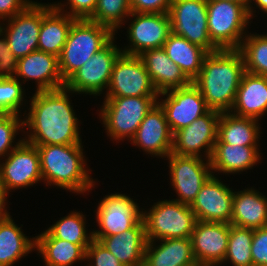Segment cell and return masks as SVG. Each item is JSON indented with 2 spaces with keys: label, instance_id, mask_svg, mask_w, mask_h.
<instances>
[{
  "label": "cell",
  "instance_id": "cell-43",
  "mask_svg": "<svg viewBox=\"0 0 267 266\" xmlns=\"http://www.w3.org/2000/svg\"><path fill=\"white\" fill-rule=\"evenodd\" d=\"M172 0H130L135 13H168Z\"/></svg>",
  "mask_w": 267,
  "mask_h": 266
},
{
  "label": "cell",
  "instance_id": "cell-8",
  "mask_svg": "<svg viewBox=\"0 0 267 266\" xmlns=\"http://www.w3.org/2000/svg\"><path fill=\"white\" fill-rule=\"evenodd\" d=\"M114 37L104 48L95 53L66 82L65 87L76 94L99 96L107 91L115 61L122 53ZM120 48V49H119Z\"/></svg>",
  "mask_w": 267,
  "mask_h": 266
},
{
  "label": "cell",
  "instance_id": "cell-45",
  "mask_svg": "<svg viewBox=\"0 0 267 266\" xmlns=\"http://www.w3.org/2000/svg\"><path fill=\"white\" fill-rule=\"evenodd\" d=\"M7 193L4 189V186L2 185V182L0 180V220L8 217L10 215V212L7 210L6 202L8 199Z\"/></svg>",
  "mask_w": 267,
  "mask_h": 266
},
{
  "label": "cell",
  "instance_id": "cell-40",
  "mask_svg": "<svg viewBox=\"0 0 267 266\" xmlns=\"http://www.w3.org/2000/svg\"><path fill=\"white\" fill-rule=\"evenodd\" d=\"M86 261L89 262L87 266H124L97 240H93L86 249Z\"/></svg>",
  "mask_w": 267,
  "mask_h": 266
},
{
  "label": "cell",
  "instance_id": "cell-5",
  "mask_svg": "<svg viewBox=\"0 0 267 266\" xmlns=\"http://www.w3.org/2000/svg\"><path fill=\"white\" fill-rule=\"evenodd\" d=\"M158 96L104 97L99 118L113 141L131 140Z\"/></svg>",
  "mask_w": 267,
  "mask_h": 266
},
{
  "label": "cell",
  "instance_id": "cell-17",
  "mask_svg": "<svg viewBox=\"0 0 267 266\" xmlns=\"http://www.w3.org/2000/svg\"><path fill=\"white\" fill-rule=\"evenodd\" d=\"M43 19V3L33 1L14 17L2 21L0 30L7 38L8 46L19 59L38 50V36Z\"/></svg>",
  "mask_w": 267,
  "mask_h": 266
},
{
  "label": "cell",
  "instance_id": "cell-30",
  "mask_svg": "<svg viewBox=\"0 0 267 266\" xmlns=\"http://www.w3.org/2000/svg\"><path fill=\"white\" fill-rule=\"evenodd\" d=\"M36 252L43 257L46 266H73L86 261V249L89 245H77L54 238L47 230L35 236Z\"/></svg>",
  "mask_w": 267,
  "mask_h": 266
},
{
  "label": "cell",
  "instance_id": "cell-26",
  "mask_svg": "<svg viewBox=\"0 0 267 266\" xmlns=\"http://www.w3.org/2000/svg\"><path fill=\"white\" fill-rule=\"evenodd\" d=\"M231 225L259 229L267 226V197L253 187L234 191Z\"/></svg>",
  "mask_w": 267,
  "mask_h": 266
},
{
  "label": "cell",
  "instance_id": "cell-23",
  "mask_svg": "<svg viewBox=\"0 0 267 266\" xmlns=\"http://www.w3.org/2000/svg\"><path fill=\"white\" fill-rule=\"evenodd\" d=\"M231 113L261 119L267 113V77L244 72Z\"/></svg>",
  "mask_w": 267,
  "mask_h": 266
},
{
  "label": "cell",
  "instance_id": "cell-11",
  "mask_svg": "<svg viewBox=\"0 0 267 266\" xmlns=\"http://www.w3.org/2000/svg\"><path fill=\"white\" fill-rule=\"evenodd\" d=\"M6 157L3 158L5 161H0V180L8 196L12 190L43 182L36 146L23 140Z\"/></svg>",
  "mask_w": 267,
  "mask_h": 266
},
{
  "label": "cell",
  "instance_id": "cell-33",
  "mask_svg": "<svg viewBox=\"0 0 267 266\" xmlns=\"http://www.w3.org/2000/svg\"><path fill=\"white\" fill-rule=\"evenodd\" d=\"M86 216L80 211H70L61 217L47 231L58 239L65 240L77 245H90L94 240L93 231L86 230Z\"/></svg>",
  "mask_w": 267,
  "mask_h": 266
},
{
  "label": "cell",
  "instance_id": "cell-14",
  "mask_svg": "<svg viewBox=\"0 0 267 266\" xmlns=\"http://www.w3.org/2000/svg\"><path fill=\"white\" fill-rule=\"evenodd\" d=\"M157 103L163 109L173 134L211 110L193 83L183 88L159 93Z\"/></svg>",
  "mask_w": 267,
  "mask_h": 266
},
{
  "label": "cell",
  "instance_id": "cell-46",
  "mask_svg": "<svg viewBox=\"0 0 267 266\" xmlns=\"http://www.w3.org/2000/svg\"><path fill=\"white\" fill-rule=\"evenodd\" d=\"M255 6L257 7V9L259 8V10H261L264 14L266 13L267 15V0H250V4L248 7V15L250 20L253 19V17H255L254 16L255 15L254 13H256V10L254 9Z\"/></svg>",
  "mask_w": 267,
  "mask_h": 266
},
{
  "label": "cell",
  "instance_id": "cell-41",
  "mask_svg": "<svg viewBox=\"0 0 267 266\" xmlns=\"http://www.w3.org/2000/svg\"><path fill=\"white\" fill-rule=\"evenodd\" d=\"M251 254L253 266H267V226L254 230Z\"/></svg>",
  "mask_w": 267,
  "mask_h": 266
},
{
  "label": "cell",
  "instance_id": "cell-20",
  "mask_svg": "<svg viewBox=\"0 0 267 266\" xmlns=\"http://www.w3.org/2000/svg\"><path fill=\"white\" fill-rule=\"evenodd\" d=\"M130 141L133 146L139 147L153 157L166 158L171 153L173 133L158 103L146 114Z\"/></svg>",
  "mask_w": 267,
  "mask_h": 266
},
{
  "label": "cell",
  "instance_id": "cell-36",
  "mask_svg": "<svg viewBox=\"0 0 267 266\" xmlns=\"http://www.w3.org/2000/svg\"><path fill=\"white\" fill-rule=\"evenodd\" d=\"M131 13L130 0H98L96 9L89 20L117 33V29L125 25Z\"/></svg>",
  "mask_w": 267,
  "mask_h": 266
},
{
  "label": "cell",
  "instance_id": "cell-35",
  "mask_svg": "<svg viewBox=\"0 0 267 266\" xmlns=\"http://www.w3.org/2000/svg\"><path fill=\"white\" fill-rule=\"evenodd\" d=\"M253 229L241 228L230 225L228 247L223 264H232V266H253L252 263V238Z\"/></svg>",
  "mask_w": 267,
  "mask_h": 266
},
{
  "label": "cell",
  "instance_id": "cell-19",
  "mask_svg": "<svg viewBox=\"0 0 267 266\" xmlns=\"http://www.w3.org/2000/svg\"><path fill=\"white\" fill-rule=\"evenodd\" d=\"M230 223L196 221L191 236L198 266H220L228 247Z\"/></svg>",
  "mask_w": 267,
  "mask_h": 266
},
{
  "label": "cell",
  "instance_id": "cell-7",
  "mask_svg": "<svg viewBox=\"0 0 267 266\" xmlns=\"http://www.w3.org/2000/svg\"><path fill=\"white\" fill-rule=\"evenodd\" d=\"M149 210V211H148ZM147 241L191 239L196 217L189 205L175 200H160L143 211Z\"/></svg>",
  "mask_w": 267,
  "mask_h": 266
},
{
  "label": "cell",
  "instance_id": "cell-24",
  "mask_svg": "<svg viewBox=\"0 0 267 266\" xmlns=\"http://www.w3.org/2000/svg\"><path fill=\"white\" fill-rule=\"evenodd\" d=\"M109 250L124 266H138L144 263L147 244L143 219L132 229L107 237H93Z\"/></svg>",
  "mask_w": 267,
  "mask_h": 266
},
{
  "label": "cell",
  "instance_id": "cell-47",
  "mask_svg": "<svg viewBox=\"0 0 267 266\" xmlns=\"http://www.w3.org/2000/svg\"><path fill=\"white\" fill-rule=\"evenodd\" d=\"M211 1V0H207ZM225 1H231V2H237V3H250V0H225Z\"/></svg>",
  "mask_w": 267,
  "mask_h": 266
},
{
  "label": "cell",
  "instance_id": "cell-15",
  "mask_svg": "<svg viewBox=\"0 0 267 266\" xmlns=\"http://www.w3.org/2000/svg\"><path fill=\"white\" fill-rule=\"evenodd\" d=\"M220 114L219 111L210 110L187 127L176 131L173 134L171 153L210 160L217 140Z\"/></svg>",
  "mask_w": 267,
  "mask_h": 266
},
{
  "label": "cell",
  "instance_id": "cell-16",
  "mask_svg": "<svg viewBox=\"0 0 267 266\" xmlns=\"http://www.w3.org/2000/svg\"><path fill=\"white\" fill-rule=\"evenodd\" d=\"M130 19L127 28L129 45L121 47L124 54L138 56L146 50L163 47L171 33L168 13L132 12L128 17Z\"/></svg>",
  "mask_w": 267,
  "mask_h": 266
},
{
  "label": "cell",
  "instance_id": "cell-25",
  "mask_svg": "<svg viewBox=\"0 0 267 266\" xmlns=\"http://www.w3.org/2000/svg\"><path fill=\"white\" fill-rule=\"evenodd\" d=\"M259 148L260 146L215 143L210 158L212 174L217 172L219 174L220 172L229 175L253 169L255 165L260 163L262 157Z\"/></svg>",
  "mask_w": 267,
  "mask_h": 266
},
{
  "label": "cell",
  "instance_id": "cell-22",
  "mask_svg": "<svg viewBox=\"0 0 267 266\" xmlns=\"http://www.w3.org/2000/svg\"><path fill=\"white\" fill-rule=\"evenodd\" d=\"M138 56L158 93L183 88L192 83L181 68L168 57L163 47L146 50Z\"/></svg>",
  "mask_w": 267,
  "mask_h": 266
},
{
  "label": "cell",
  "instance_id": "cell-27",
  "mask_svg": "<svg viewBox=\"0 0 267 266\" xmlns=\"http://www.w3.org/2000/svg\"><path fill=\"white\" fill-rule=\"evenodd\" d=\"M147 241L144 264L146 266H198L189 238Z\"/></svg>",
  "mask_w": 267,
  "mask_h": 266
},
{
  "label": "cell",
  "instance_id": "cell-2",
  "mask_svg": "<svg viewBox=\"0 0 267 266\" xmlns=\"http://www.w3.org/2000/svg\"><path fill=\"white\" fill-rule=\"evenodd\" d=\"M244 72V59L238 49H219L205 56L201 71L192 83L211 110L229 112Z\"/></svg>",
  "mask_w": 267,
  "mask_h": 266
},
{
  "label": "cell",
  "instance_id": "cell-37",
  "mask_svg": "<svg viewBox=\"0 0 267 266\" xmlns=\"http://www.w3.org/2000/svg\"><path fill=\"white\" fill-rule=\"evenodd\" d=\"M23 87L15 77H0V114L21 115V107L27 102Z\"/></svg>",
  "mask_w": 267,
  "mask_h": 266
},
{
  "label": "cell",
  "instance_id": "cell-3",
  "mask_svg": "<svg viewBox=\"0 0 267 266\" xmlns=\"http://www.w3.org/2000/svg\"><path fill=\"white\" fill-rule=\"evenodd\" d=\"M36 147L40 155L44 184L82 195L95 188L96 182L89 175L92 170L86 166L87 159H85L82 144H54Z\"/></svg>",
  "mask_w": 267,
  "mask_h": 266
},
{
  "label": "cell",
  "instance_id": "cell-39",
  "mask_svg": "<svg viewBox=\"0 0 267 266\" xmlns=\"http://www.w3.org/2000/svg\"><path fill=\"white\" fill-rule=\"evenodd\" d=\"M67 1L65 3H61V1L60 3L54 2L51 5L56 10L66 13L76 19H89L93 15L98 2V0H67ZM64 6H66L65 7L66 9L64 8Z\"/></svg>",
  "mask_w": 267,
  "mask_h": 266
},
{
  "label": "cell",
  "instance_id": "cell-21",
  "mask_svg": "<svg viewBox=\"0 0 267 266\" xmlns=\"http://www.w3.org/2000/svg\"><path fill=\"white\" fill-rule=\"evenodd\" d=\"M21 83L35 81V91L55 90L65 87V82L59 71V61L56 55L43 51H34L18 59L14 76Z\"/></svg>",
  "mask_w": 267,
  "mask_h": 266
},
{
  "label": "cell",
  "instance_id": "cell-12",
  "mask_svg": "<svg viewBox=\"0 0 267 266\" xmlns=\"http://www.w3.org/2000/svg\"><path fill=\"white\" fill-rule=\"evenodd\" d=\"M169 176L173 191L180 203L191 205L203 184L212 175L210 160L196 156H180L170 153ZM171 174V175H170Z\"/></svg>",
  "mask_w": 267,
  "mask_h": 266
},
{
  "label": "cell",
  "instance_id": "cell-4",
  "mask_svg": "<svg viewBox=\"0 0 267 266\" xmlns=\"http://www.w3.org/2000/svg\"><path fill=\"white\" fill-rule=\"evenodd\" d=\"M116 34L108 27L89 19H76L58 57L59 71L66 82L95 53L104 48Z\"/></svg>",
  "mask_w": 267,
  "mask_h": 266
},
{
  "label": "cell",
  "instance_id": "cell-9",
  "mask_svg": "<svg viewBox=\"0 0 267 266\" xmlns=\"http://www.w3.org/2000/svg\"><path fill=\"white\" fill-rule=\"evenodd\" d=\"M168 14L171 33L183 36L208 53L219 50L209 38L207 0H172Z\"/></svg>",
  "mask_w": 267,
  "mask_h": 266
},
{
  "label": "cell",
  "instance_id": "cell-32",
  "mask_svg": "<svg viewBox=\"0 0 267 266\" xmlns=\"http://www.w3.org/2000/svg\"><path fill=\"white\" fill-rule=\"evenodd\" d=\"M168 57L193 81L200 73L208 52L183 36L170 33L163 45Z\"/></svg>",
  "mask_w": 267,
  "mask_h": 266
},
{
  "label": "cell",
  "instance_id": "cell-6",
  "mask_svg": "<svg viewBox=\"0 0 267 266\" xmlns=\"http://www.w3.org/2000/svg\"><path fill=\"white\" fill-rule=\"evenodd\" d=\"M249 4L225 0L207 1L209 38L218 49L240 48L251 22Z\"/></svg>",
  "mask_w": 267,
  "mask_h": 266
},
{
  "label": "cell",
  "instance_id": "cell-18",
  "mask_svg": "<svg viewBox=\"0 0 267 266\" xmlns=\"http://www.w3.org/2000/svg\"><path fill=\"white\" fill-rule=\"evenodd\" d=\"M215 175L212 174L203 184L190 208L197 221L230 223L234 189Z\"/></svg>",
  "mask_w": 267,
  "mask_h": 266
},
{
  "label": "cell",
  "instance_id": "cell-28",
  "mask_svg": "<svg viewBox=\"0 0 267 266\" xmlns=\"http://www.w3.org/2000/svg\"><path fill=\"white\" fill-rule=\"evenodd\" d=\"M75 20L76 18L53 8L51 3H43V19L38 36V50L59 57Z\"/></svg>",
  "mask_w": 267,
  "mask_h": 266
},
{
  "label": "cell",
  "instance_id": "cell-38",
  "mask_svg": "<svg viewBox=\"0 0 267 266\" xmlns=\"http://www.w3.org/2000/svg\"><path fill=\"white\" fill-rule=\"evenodd\" d=\"M19 116L20 114H0V161L24 140L21 137L17 143L15 141L16 136L24 132L23 119Z\"/></svg>",
  "mask_w": 267,
  "mask_h": 266
},
{
  "label": "cell",
  "instance_id": "cell-13",
  "mask_svg": "<svg viewBox=\"0 0 267 266\" xmlns=\"http://www.w3.org/2000/svg\"><path fill=\"white\" fill-rule=\"evenodd\" d=\"M105 92V97L159 96L139 56L124 53L114 63Z\"/></svg>",
  "mask_w": 267,
  "mask_h": 266
},
{
  "label": "cell",
  "instance_id": "cell-10",
  "mask_svg": "<svg viewBox=\"0 0 267 266\" xmlns=\"http://www.w3.org/2000/svg\"><path fill=\"white\" fill-rule=\"evenodd\" d=\"M139 207L129 195L120 192L105 195L95 210L99 230H92L93 237L112 236L132 229L142 220L144 208Z\"/></svg>",
  "mask_w": 267,
  "mask_h": 266
},
{
  "label": "cell",
  "instance_id": "cell-29",
  "mask_svg": "<svg viewBox=\"0 0 267 266\" xmlns=\"http://www.w3.org/2000/svg\"><path fill=\"white\" fill-rule=\"evenodd\" d=\"M259 120L221 112L216 143L240 146H260L262 131Z\"/></svg>",
  "mask_w": 267,
  "mask_h": 266
},
{
  "label": "cell",
  "instance_id": "cell-34",
  "mask_svg": "<svg viewBox=\"0 0 267 266\" xmlns=\"http://www.w3.org/2000/svg\"><path fill=\"white\" fill-rule=\"evenodd\" d=\"M238 50L243 56L245 71L267 77V33H247Z\"/></svg>",
  "mask_w": 267,
  "mask_h": 266
},
{
  "label": "cell",
  "instance_id": "cell-44",
  "mask_svg": "<svg viewBox=\"0 0 267 266\" xmlns=\"http://www.w3.org/2000/svg\"><path fill=\"white\" fill-rule=\"evenodd\" d=\"M32 0H0V23L23 11Z\"/></svg>",
  "mask_w": 267,
  "mask_h": 266
},
{
  "label": "cell",
  "instance_id": "cell-31",
  "mask_svg": "<svg viewBox=\"0 0 267 266\" xmlns=\"http://www.w3.org/2000/svg\"><path fill=\"white\" fill-rule=\"evenodd\" d=\"M22 230L11 215L0 220V266H13L35 251V237L29 239Z\"/></svg>",
  "mask_w": 267,
  "mask_h": 266
},
{
  "label": "cell",
  "instance_id": "cell-42",
  "mask_svg": "<svg viewBox=\"0 0 267 266\" xmlns=\"http://www.w3.org/2000/svg\"><path fill=\"white\" fill-rule=\"evenodd\" d=\"M18 59L12 53L7 38L0 30V77H14Z\"/></svg>",
  "mask_w": 267,
  "mask_h": 266
},
{
  "label": "cell",
  "instance_id": "cell-1",
  "mask_svg": "<svg viewBox=\"0 0 267 266\" xmlns=\"http://www.w3.org/2000/svg\"><path fill=\"white\" fill-rule=\"evenodd\" d=\"M68 93L74 94L66 87L35 91L29 100L28 113L25 110L22 114L26 115L23 128L27 132L22 135L26 136V142L34 146L82 144L79 119Z\"/></svg>",
  "mask_w": 267,
  "mask_h": 266
}]
</instances>
